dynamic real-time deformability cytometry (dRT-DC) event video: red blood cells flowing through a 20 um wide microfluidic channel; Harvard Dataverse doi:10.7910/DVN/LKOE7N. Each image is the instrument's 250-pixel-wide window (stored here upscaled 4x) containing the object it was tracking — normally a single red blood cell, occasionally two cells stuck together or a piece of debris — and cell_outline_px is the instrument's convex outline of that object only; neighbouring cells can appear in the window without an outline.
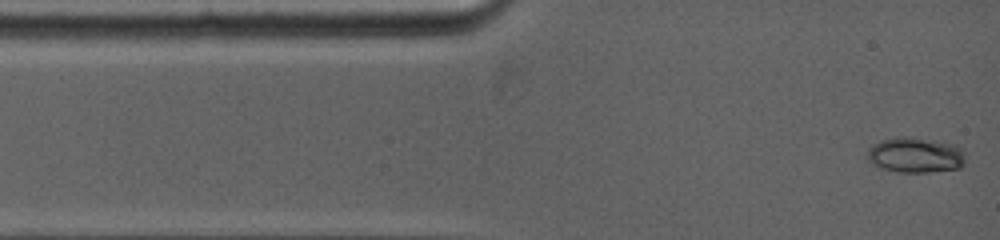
{"species": "common noctule bat (a hibernating species)", "species_latin": "Nyctalus noctula", "temperature_condition": "warm", "stored_images_in_passage": 63, "camera_frame_rate_fps": 5000, "um_per_image_px": 0.085, "animal": {"sex": "female", "body_mass_g": 19.0, "forearm_length_mm": 53.3}, "frame": {"image": 1, "passage_image": 1, "time_ms": 0.0, "image_size_px": [1000, 240], "cell_outline_px": [[964, 164], [960, 168], [928, 172], [896, 172], [880, 168], [872, 164], [868, 160], [868, 148], [872, 144], [880, 140], [900, 136], [912, 136], [956, 144], [964, 152]], "centroid_in_image_um": [77.79, 13.17], "position_along_channel_um": 7.2, "area_um2": 20.58}}
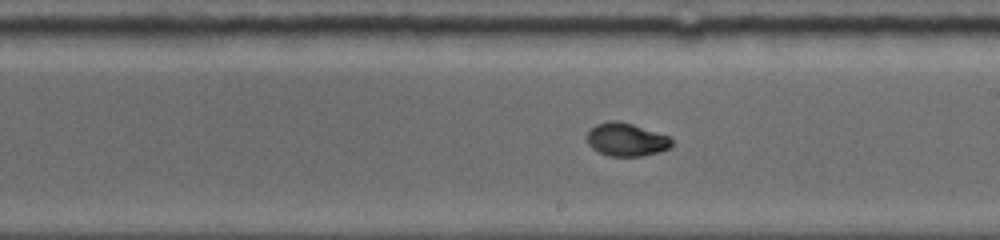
{"frame": {"image": 2, "passage_image": 36, "time_ms": 7.0, "image_size_px": [1000, 240], "cell_outline_px": [[672, 144], [668, 148], [660, 152], [640, 156], [608, 156], [592, 148], [588, 144], [588, 132], [596, 124], [608, 120], [616, 120], [632, 124], [668, 136], [672, 140]], "centroid_in_image_um": [53.22, 11.86], "position_along_channel_um": 235.8, "area_um2": 16.18}}
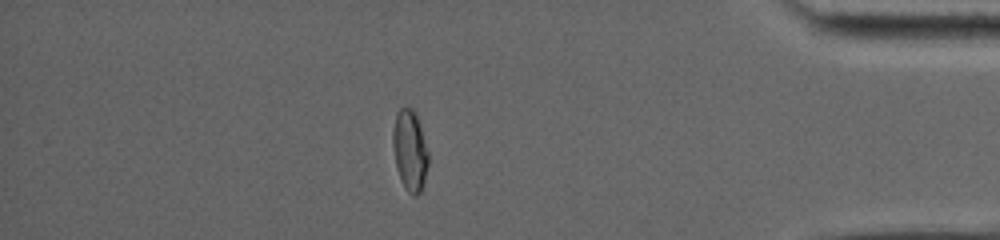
{"frame": {"image": 3, "passage_image": 60, "time_ms": 12.2, "image_size_px": [1000, 240], "cell_outline_px": [[428, 164], [424, 184], [420, 192], [416, 196], [412, 196], [408, 192], [400, 180], [396, 168], [392, 144], [392, 128], [396, 112], [404, 104], [412, 108], [416, 112], [428, 152]], "centroid_in_image_um": [34.82, 12.75], "position_along_channel_um": 400.4, "area_um2": 17.17}}